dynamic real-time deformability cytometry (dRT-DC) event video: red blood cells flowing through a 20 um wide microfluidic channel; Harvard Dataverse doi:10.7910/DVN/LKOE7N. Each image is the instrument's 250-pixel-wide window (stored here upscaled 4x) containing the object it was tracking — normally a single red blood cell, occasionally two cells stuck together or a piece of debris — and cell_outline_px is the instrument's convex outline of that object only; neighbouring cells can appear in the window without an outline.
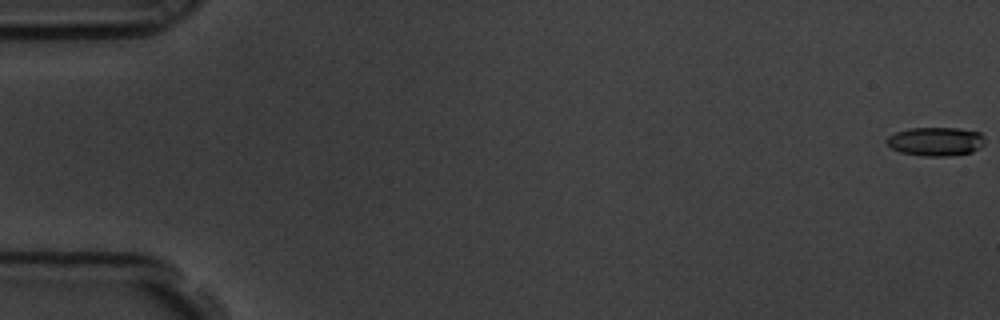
{"species": "common noctule bat (a hibernating species)", "species_latin": "Nyctalus noctula", "temperature_condition": "room temperature", "stored_images_in_passage": 59, "camera_frame_rate_fps": 3000, "um_per_image_px": 0.085, "animal": {"sex": "male", "body_mass_g": 19.5, "forearm_length_mm": 54.6}, "frame": {"image": 1, "passage_image": 1, "time_ms": 0.0, "image_size_px": [1000, 320], "cell_outline_px": [[984, 144], [980, 148], [972, 152], [948, 156], [924, 156], [900, 152], [892, 148], [888, 144], [888, 136], [896, 132], [908, 128], [960, 128], [980, 132], [984, 136]], "centroid_in_image_um": [79.57, 12.02], "position_along_channel_um": 5.4, "area_um2": 16.47}}
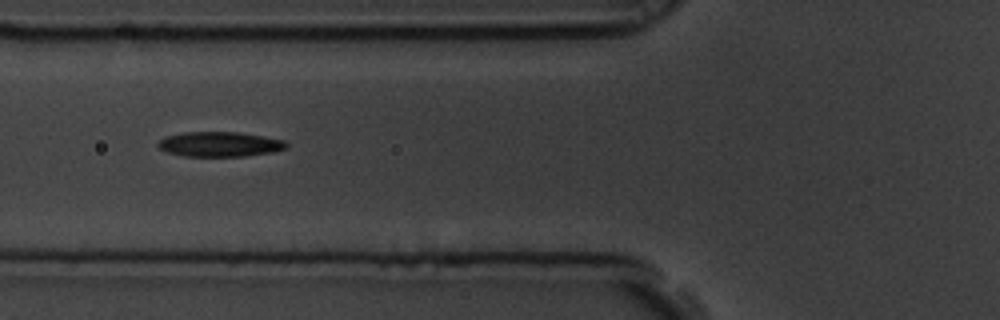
{"frame": {"image": 2, "passage_image": 23, "time_ms": 7.333, "image_size_px": [1000, 320], "cell_outline_px": [[288, 148], [272, 152], [244, 156], [184, 156], [168, 152], [160, 148], [156, 144], [160, 140], [168, 136], [184, 132], [240, 132], [264, 136], [284, 140], [288, 144]], "centroid_in_image_um": [18.72, 12.25], "position_along_channel_um": 107.1, "area_um2": 18.55}}
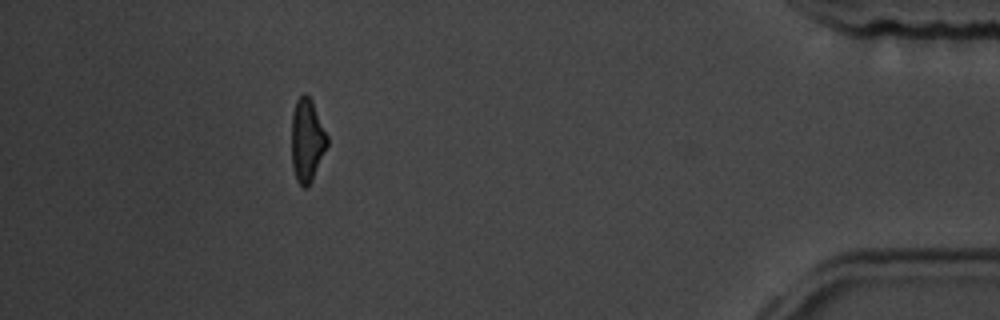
{"frame": {"image": 3, "passage_image": 53, "time_ms": 17.333, "image_size_px": [1000, 320], "cell_outline_px": [[328, 144], [312, 180], [304, 188], [296, 180], [292, 164], [292, 112], [296, 100], [304, 92], [312, 100], [328, 136]], "centroid_in_image_um": [26.09, 11.89], "position_along_channel_um": 409.1, "area_um2": 17.17}, "authors_computed_cell_mechanics": {"area_um2": 17.9758, "velocity_mm_per_s": 3.5714, "shape_relaxation_time_tau1_ms": 3.9542, "shape_relaxation_time_tau2_ms": 3.975, "deformation_change_tau1": 0.1469, "deformation_change_tau2": 0.1313}}